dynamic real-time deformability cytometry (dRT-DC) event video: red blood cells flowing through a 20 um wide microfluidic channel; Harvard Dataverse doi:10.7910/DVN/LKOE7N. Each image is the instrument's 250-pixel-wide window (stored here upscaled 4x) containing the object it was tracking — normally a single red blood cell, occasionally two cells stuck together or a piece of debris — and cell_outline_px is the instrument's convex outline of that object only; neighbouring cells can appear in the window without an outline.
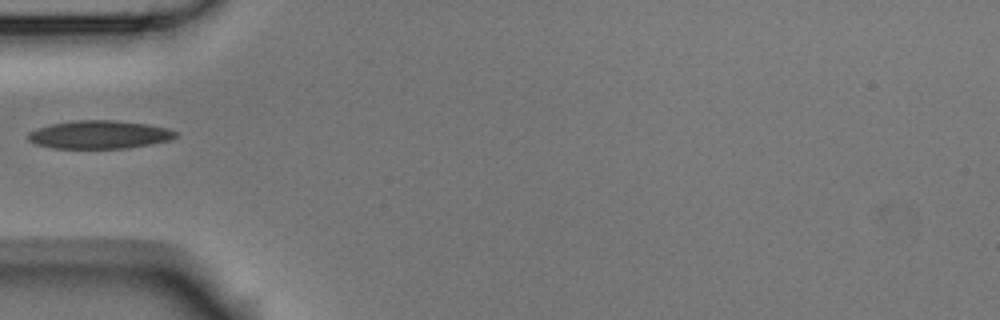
{"species": "Egyptian fruit bat (a non-hibernating species)", "species_latin": "Rousettus aegyptiacus", "temperature_condition": "room temperature", "stored_images_in_passage": 1, "camera_frame_rate_fps": 3000, "um_per_image_px": 0.085, "animal": {"sex": "male"}, "frame": {"image": 1, "passage_image": 1, "time_ms": 0.0, "image_size_px": [1000, 320], "cell_outline_px": [[176, 136], [168, 140], [128, 148], [56, 148], [36, 144], [28, 140], [28, 132], [36, 128], [52, 124], [72, 120], [116, 120], [148, 124], [168, 128], [176, 132]], "centroid_in_image_um": [8.41, 11.43], "position_along_channel_um": 76.6, "area_um2": 24.1}}